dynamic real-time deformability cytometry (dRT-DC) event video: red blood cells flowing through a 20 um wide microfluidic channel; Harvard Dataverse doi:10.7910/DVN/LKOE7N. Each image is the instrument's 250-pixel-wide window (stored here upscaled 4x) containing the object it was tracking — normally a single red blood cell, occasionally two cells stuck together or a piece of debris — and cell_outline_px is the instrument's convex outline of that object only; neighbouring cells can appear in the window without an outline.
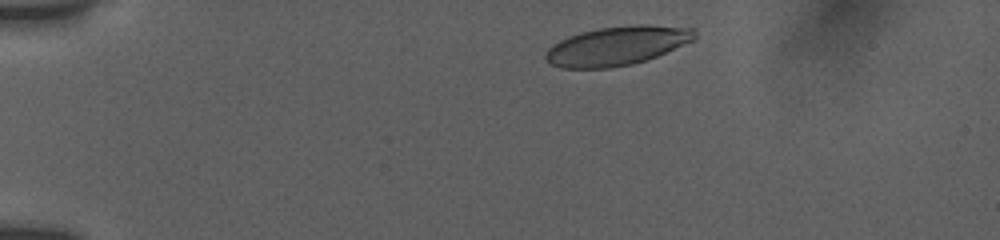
{"species": "human", "species_latin": "Homo sapiens", "temperature_condition": "room temperature", "stored_images_in_passage": 38, "camera_frame_rate_fps": 3000, "um_per_image_px": 0.085, "donor": {"sex": "female"}, "frame": {"image": 1, "passage_image": 1, "time_ms": 0.0, "image_size_px": [1000, 240], "cell_outline_px": [[696, 40], [656, 56], [632, 64], [612, 68], [560, 68], [552, 64], [544, 56], [548, 48], [552, 44], [568, 36], [580, 32], [600, 28], [632, 24], [648, 24], [696, 28]], "centroid_in_image_um": [52.48, 3.88], "position_along_channel_um": 32.5, "area_um2": 34.1}}
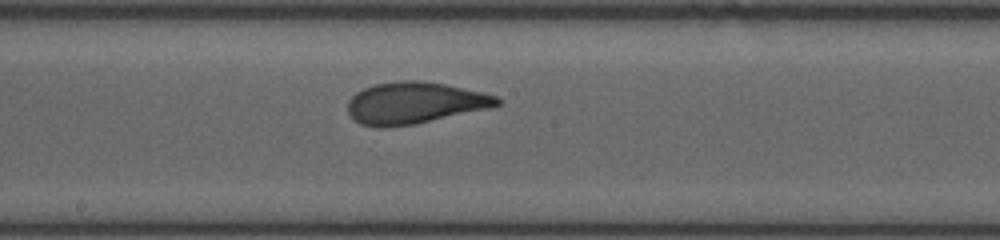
{"frame": {"image": 2, "passage_image": 21, "time_ms": 6.667, "image_size_px": [1000, 240], "cell_outline_px": [[504, 100], [496, 108], [416, 124], [384, 128], [380, 128], [360, 124], [348, 112], [348, 100], [356, 92], [364, 88], [376, 84], [404, 80], [420, 80], [444, 84], [484, 92], [496, 96]], "centroid_in_image_um": [35.32, 8.76], "position_along_channel_um": 212.9, "area_um2": 36.82}}
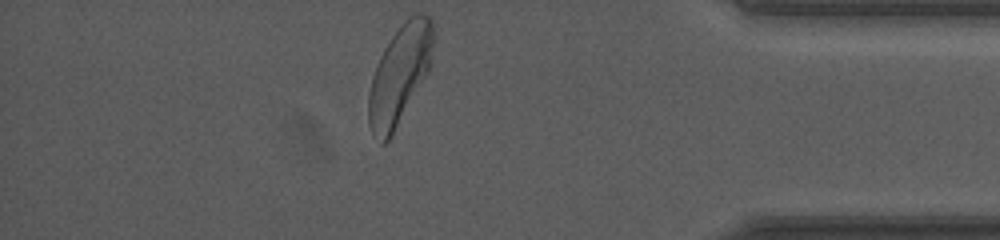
{"frame": {"image": 3, "passage_image": 38, "time_ms": 12.333, "image_size_px": [1000, 240], "cell_outline_px": [[436, 40], [428, 72], [388, 140], [384, 144], [380, 144], [372, 136], [368, 124], [368, 92], [372, 76], [380, 56], [384, 48], [392, 36], [408, 16], [416, 12], [420, 12], [428, 16], [432, 20], [436, 36]], "centroid_in_image_um": [33.98, 6.31], "position_along_channel_um": 401.2, "area_um2": 37.51}, "authors_computed_cell_mechanics": {"area_um2": 35.8938, "velocity_mm_per_s": 3.8124, "shape_relaxation_time_tau1_ms": 4.1125, "shape_relaxation_time_tau2_ms": 0.8939, "deformation_change_tau1": 0.1721, "deformation_change_tau2": 0.074}}